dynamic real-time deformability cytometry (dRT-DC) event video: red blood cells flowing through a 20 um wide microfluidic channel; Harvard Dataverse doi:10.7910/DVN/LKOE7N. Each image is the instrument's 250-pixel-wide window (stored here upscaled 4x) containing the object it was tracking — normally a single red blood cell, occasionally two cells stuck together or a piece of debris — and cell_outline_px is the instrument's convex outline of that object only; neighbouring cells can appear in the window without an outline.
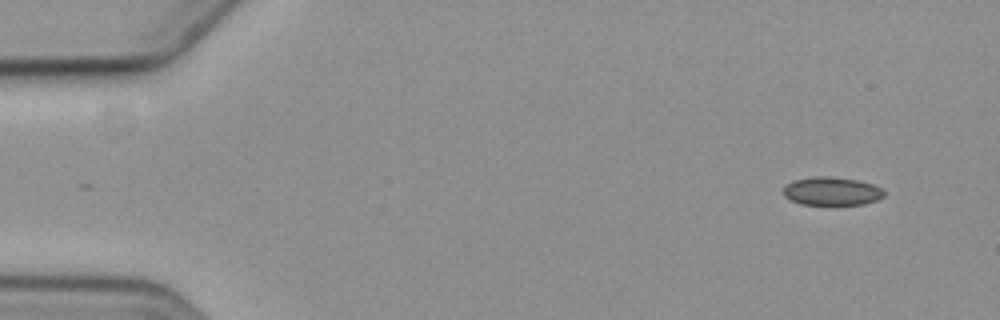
{"species": "common noctule bat (a hibernating species)", "species_latin": "Nyctalus noctula", "temperature_condition": "cold", "stored_images_in_passage": 4, "camera_frame_rate_fps": 3000, "um_per_image_px": 0.085, "animal": {"sex": "female", "body_mass_g": 19.3, "forearm_length_mm": 54.1}, "frame": {"image": 1, "passage_image": 1, "time_ms": 0.0, "image_size_px": [1000, 320], "cell_outline_px": [[884, 196], [876, 200], [864, 204], [800, 204], [784, 196], [784, 184], [792, 180], [812, 176], [828, 176], [856, 180], [872, 184], [880, 188], [884, 192]], "centroid_in_image_um": [70.65, 16.24], "position_along_channel_um": 14.3, "area_um2": 16.53}}
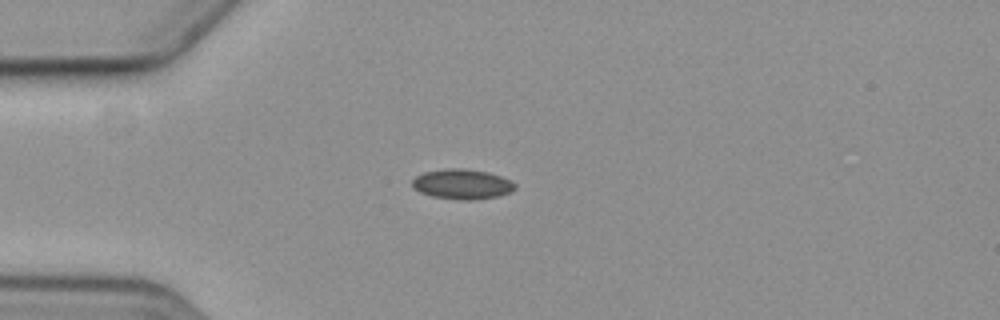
{"frame": {"image": 2, "passage_image": 4, "time_ms": 3.667, "image_size_px": [1000, 320], "cell_outline_px": [[516, 188], [508, 192], [496, 196], [476, 200], [460, 200], [432, 196], [420, 192], [412, 188], [412, 180], [416, 176], [424, 172], [444, 168], [468, 168], [488, 172], [512, 180], [516, 184]], "centroid_in_image_um": [39.27, 15.64], "position_along_channel_um": 45.7, "area_um2": 18.15}}